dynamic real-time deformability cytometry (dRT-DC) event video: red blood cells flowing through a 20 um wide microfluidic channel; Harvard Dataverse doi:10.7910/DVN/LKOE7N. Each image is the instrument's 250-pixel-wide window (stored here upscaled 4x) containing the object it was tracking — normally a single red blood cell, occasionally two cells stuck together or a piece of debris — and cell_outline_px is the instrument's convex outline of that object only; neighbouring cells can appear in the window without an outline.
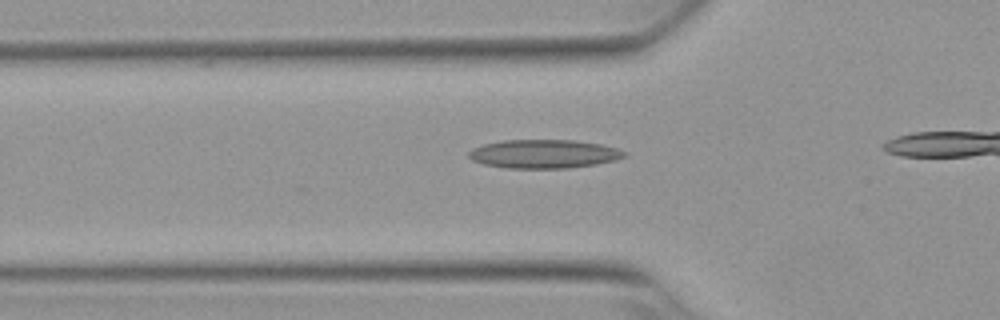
{"species": "Egyptian fruit bat (a non-hibernating species)", "species_latin": "Rousettus aegyptiacus", "temperature_condition": "warm", "stored_images_in_passage": 20, "camera_frame_rate_fps": 3000, "um_per_image_px": 0.085, "animal": {"sex": "female"}, "frame": {"image": 1, "passage_image": 8, "time_ms": 2.333, "image_size_px": [1000, 320], "cell_outline_px": [[628, 152], [624, 156], [616, 160], [596, 164], [568, 168], [504, 168], [484, 164], [472, 160], [468, 156], [468, 152], [472, 148], [484, 144], [500, 140], [576, 140], [600, 144], [616, 148]], "centroid_in_image_um": [46.21, 13.08], "position_along_channel_um": 79.6, "area_um2": 26.07}}
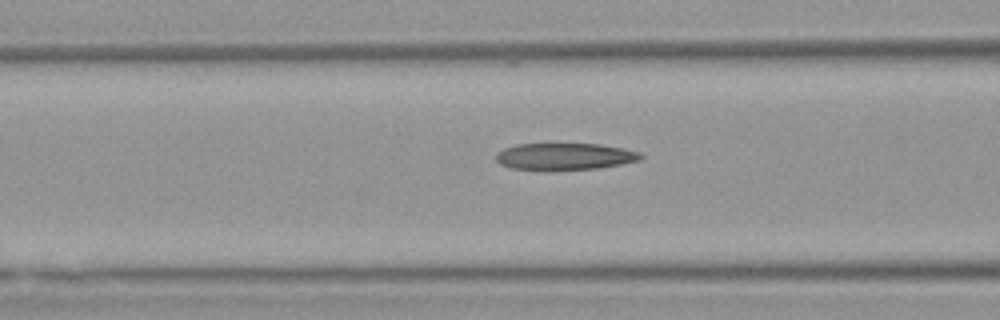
{"frame": {"image": 2, "passage_image": 11, "time_ms": 3.333, "image_size_px": [1000, 320], "cell_outline_px": [[644, 156], [640, 160], [620, 164], [596, 168], [512, 168], [500, 164], [496, 160], [496, 152], [504, 148], [516, 144], [600, 144], [624, 148], [640, 152]], "centroid_in_image_um": [48.03, 13.26], "position_along_channel_um": 118.6, "area_um2": 21.96}}
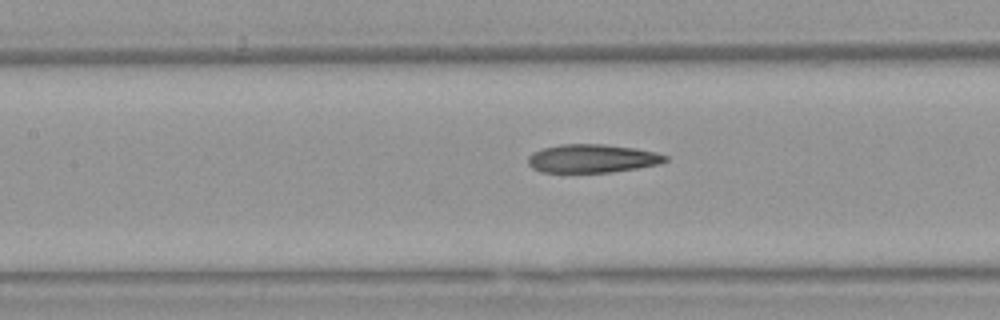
{"frame": {"image": 3, "passage_image": 14, "time_ms": 4.333, "image_size_px": [1000, 320], "cell_outline_px": [[668, 160], [660, 164], [636, 168], [608, 172], [540, 172], [532, 168], [528, 164], [528, 156], [532, 152], [544, 148], [560, 144], [604, 144], [636, 148], [656, 152], [668, 156]], "centroid_in_image_um": [50.33, 13.46], "position_along_channel_um": 157.1, "area_um2": 22.77}}